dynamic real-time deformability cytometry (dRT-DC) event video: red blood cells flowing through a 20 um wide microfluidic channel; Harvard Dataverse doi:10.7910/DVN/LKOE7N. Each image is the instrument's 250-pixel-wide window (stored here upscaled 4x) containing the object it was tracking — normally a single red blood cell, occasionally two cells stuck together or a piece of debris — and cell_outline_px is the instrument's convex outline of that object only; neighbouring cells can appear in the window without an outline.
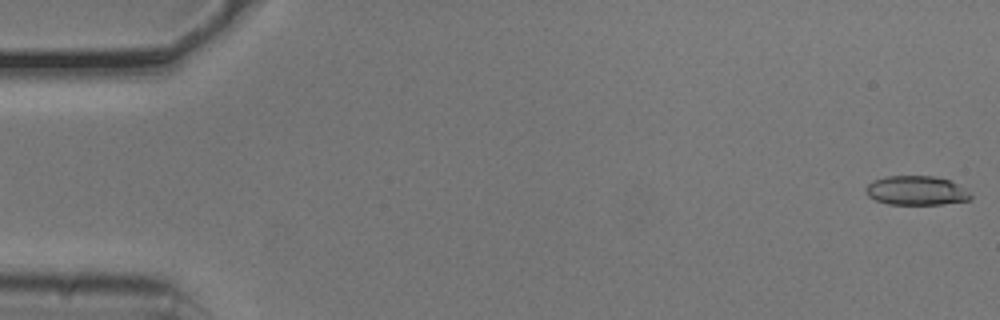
{"species": "common noctule bat (a hibernating species)", "species_latin": "Nyctalus noctula", "temperature_condition": "cold", "stored_images_in_passage": 50, "camera_frame_rate_fps": 3000, "um_per_image_px": 0.085, "animal": {"sex": "male", "body_mass_g": 20.5, "forearm_length_mm": 52.5}, "frame": {"image": 1, "passage_image": 1, "time_ms": 0.0, "image_size_px": [1000, 320], "cell_outline_px": [[972, 200], [940, 204], [888, 204], [876, 200], [868, 196], [864, 192], [864, 188], [872, 180], [888, 176], [932, 176], [948, 180], [968, 188], [972, 192]], "centroid_in_image_um": [77.92, 16.2], "position_along_channel_um": 7.1, "area_um2": 18.09}}
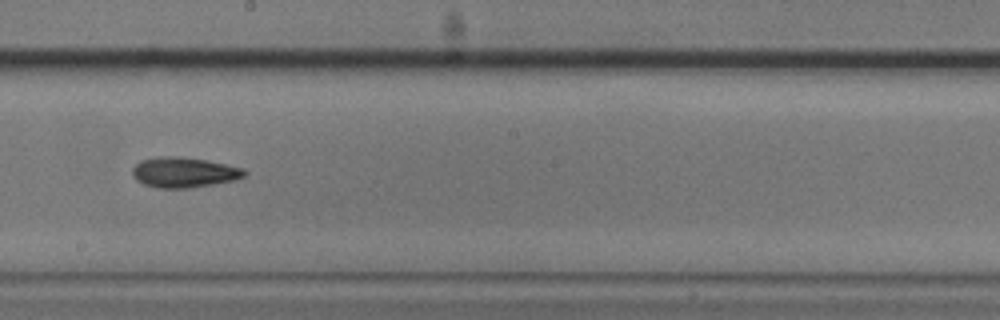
{"frame": {"image": 2, "passage_image": 30, "time_ms": 9.667, "image_size_px": [1000, 320], "cell_outline_px": [[248, 172], [244, 176], [232, 180], [212, 184], [188, 188], [160, 188], [144, 184], [136, 180], [132, 176], [132, 168], [140, 160], [160, 156], [180, 156], [208, 160], [244, 168]], "centroid_in_image_um": [15.62, 14.63], "position_along_channel_um": 232.6, "area_um2": 19.83}}
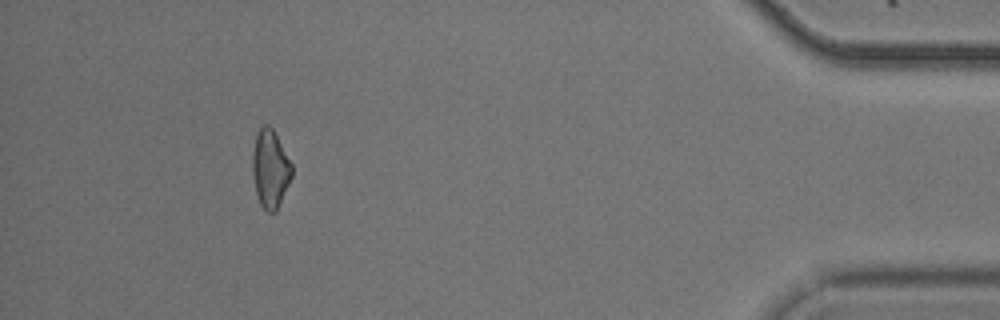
{"frame": {"image": 3, "passage_image": 49, "time_ms": 16.0, "image_size_px": [1000, 320], "cell_outline_px": [[292, 176], [276, 212], [268, 212], [260, 204], [256, 196], [252, 176], [252, 152], [256, 132], [264, 124], [268, 124], [272, 128], [292, 164]], "centroid_in_image_um": [22.94, 14.35], "position_along_channel_um": 412.3, "area_um2": 18.03}}